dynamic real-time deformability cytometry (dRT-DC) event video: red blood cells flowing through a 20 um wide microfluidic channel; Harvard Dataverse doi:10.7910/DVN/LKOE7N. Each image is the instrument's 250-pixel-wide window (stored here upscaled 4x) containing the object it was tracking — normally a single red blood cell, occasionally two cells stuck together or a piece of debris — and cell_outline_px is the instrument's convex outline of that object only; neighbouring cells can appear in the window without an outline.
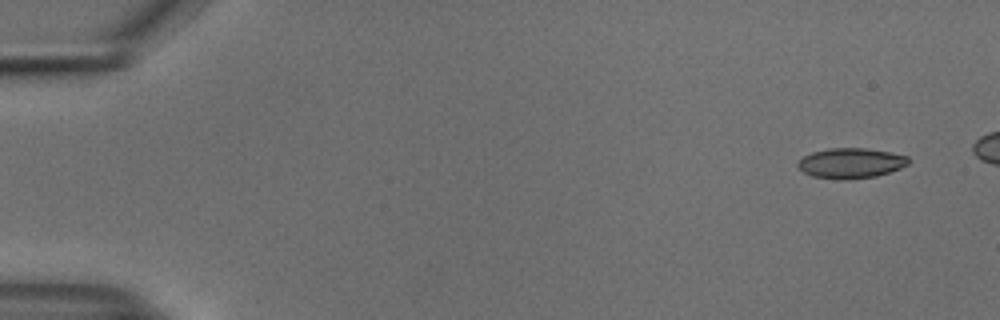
{"species": "common noctule bat (a hibernating species)", "species_latin": "Nyctalus noctula", "temperature_condition": "cold", "stored_images_in_passage": 46, "camera_frame_rate_fps": 3000, "um_per_image_px": 0.085, "animal": {"sex": "male", "body_mass_g": 18.8}, "frame": {"image": 1, "passage_image": 1, "time_ms": 0.0, "image_size_px": [1000, 320], "cell_outline_px": [[912, 160], [908, 164], [900, 168], [876, 176], [848, 180], [836, 180], [812, 176], [804, 172], [796, 164], [804, 156], [812, 152], [828, 148], [864, 148], [888, 152], [908, 156]], "centroid_in_image_um": [72.32, 13.87], "position_along_channel_um": 12.7, "area_um2": 19.54}}
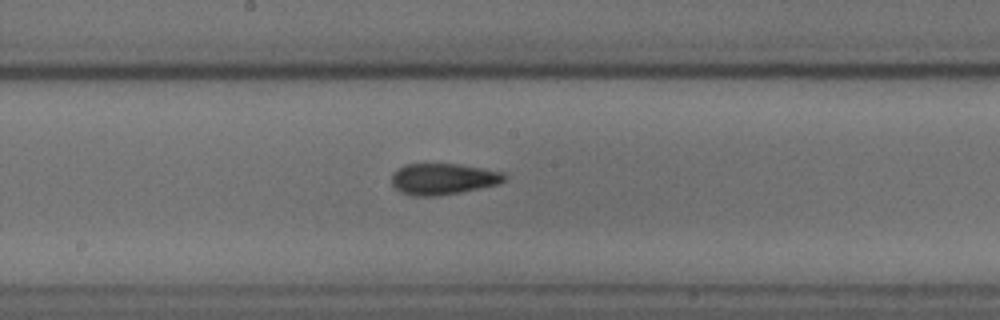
{"frame": {"image": 2, "passage_image": 27, "time_ms": 8.667, "image_size_px": [1000, 320], "cell_outline_px": [[508, 176], [500, 184], [440, 196], [412, 196], [400, 192], [392, 184], [392, 172], [404, 164], [460, 164], [504, 172]], "centroid_in_image_um": [37.67, 15.21], "position_along_channel_um": 210.5, "area_um2": 20.75}}
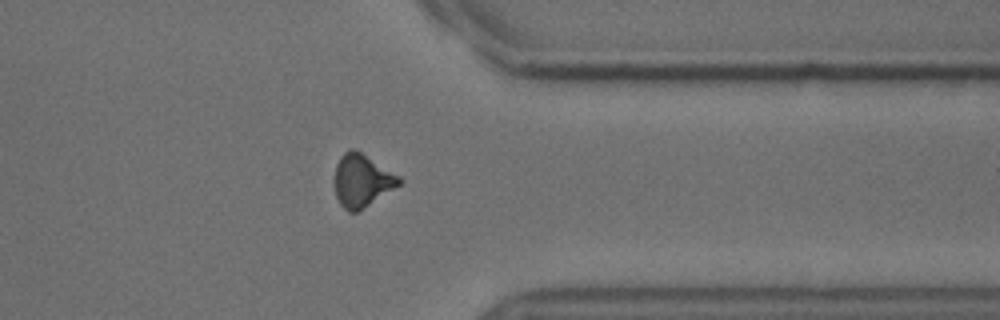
{"frame": {"image": 3, "passage_image": 41, "time_ms": 13.333, "image_size_px": [1000, 320], "cell_outline_px": [[404, 180], [400, 184], [356, 212], [348, 212], [340, 204], [336, 196], [332, 180], [336, 164], [340, 156], [348, 148], [352, 148], [360, 152], [400, 176]], "centroid_in_image_um": [30.71, 15.33], "position_along_channel_um": 380.7, "area_um2": 19.83}}